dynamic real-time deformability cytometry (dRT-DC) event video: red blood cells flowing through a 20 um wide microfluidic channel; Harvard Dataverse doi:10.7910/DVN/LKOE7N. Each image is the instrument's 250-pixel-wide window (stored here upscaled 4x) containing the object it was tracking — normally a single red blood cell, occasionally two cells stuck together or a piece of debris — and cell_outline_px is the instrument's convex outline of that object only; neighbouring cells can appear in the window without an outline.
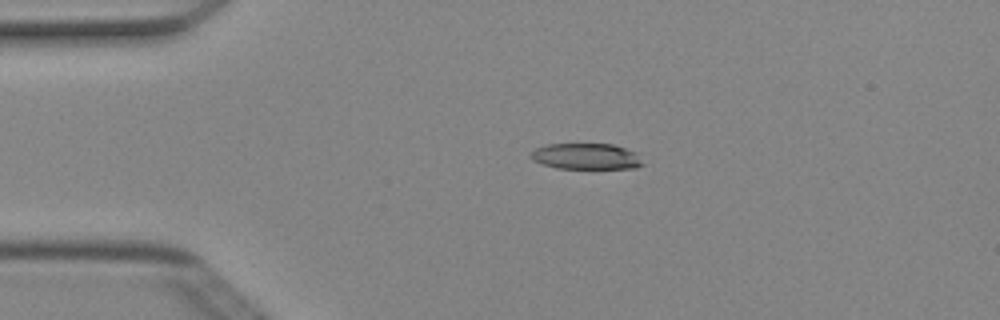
{"species": "Egyptian fruit bat (a non-hibernating species)", "species_latin": "Rousettus aegyptiacus", "temperature_condition": "cold", "stored_images_in_passage": 2, "camera_frame_rate_fps": 3000, "um_per_image_px": 0.085, "animal": {"sex": "female"}, "frame": {"image": 1, "passage_image": 1, "time_ms": 0.0, "image_size_px": [1000, 320], "cell_outline_px": [[644, 164], [636, 168], [556, 168], [532, 160], [528, 156], [528, 152], [536, 148], [548, 144], [612, 144], [636, 152]], "centroid_in_image_um": [49.79, 13.29], "position_along_channel_um": 35.2, "area_um2": 16.99}}